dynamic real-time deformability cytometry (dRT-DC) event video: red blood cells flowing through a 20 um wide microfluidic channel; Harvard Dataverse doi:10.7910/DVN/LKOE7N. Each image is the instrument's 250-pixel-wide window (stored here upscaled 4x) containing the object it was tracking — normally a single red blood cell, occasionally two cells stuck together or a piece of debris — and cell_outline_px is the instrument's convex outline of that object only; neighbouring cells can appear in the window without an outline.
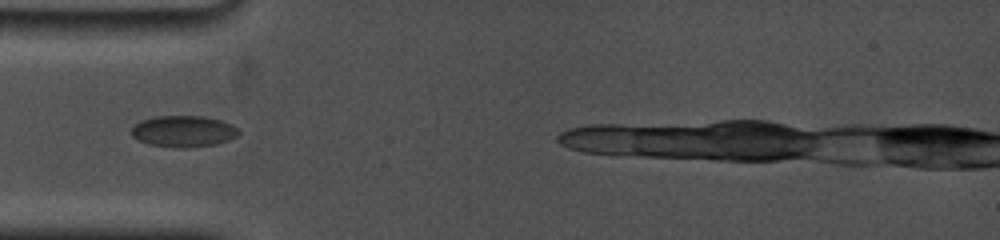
{"species": "common noctule bat (a hibernating species)", "species_latin": "Nyctalus noctula", "temperature_condition": "cold", "stored_images_in_passage": 16, "camera_frame_rate_fps": 5000, "um_per_image_px": 0.085, "animal": {"sex": "female", "body_mass_g": 19.0, "forearm_length_mm": 53.3}, "frame": {"image": 1, "passage_image": 1, "time_ms": 0.0, "image_size_px": [1000, 240], "cell_outline_px": [[240, 132], [236, 136], [228, 140], [216, 144], [184, 148], [176, 148], [148, 144], [132, 136], [132, 128], [140, 120], [156, 116], [204, 116], [220, 120], [236, 128]], "centroid_in_image_um": [15.57, 11.16], "position_along_channel_um": 69.4, "area_um2": 19.42}}
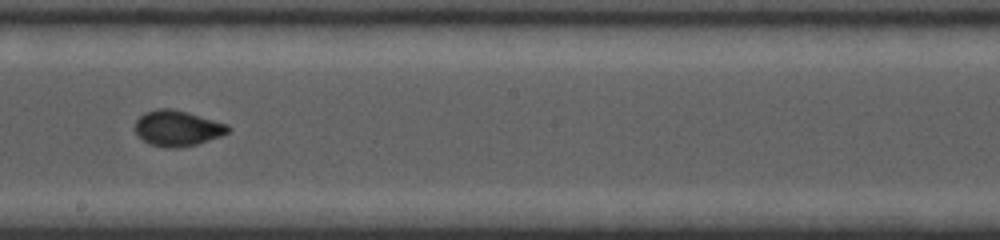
{"frame": {"image": 2, "passage_image": 10, "time_ms": 4.4, "image_size_px": [1000, 240], "cell_outline_px": [[232, 128], [228, 132], [220, 136], [196, 144], [180, 148], [164, 148], [148, 144], [136, 136], [132, 128], [136, 120], [144, 112], [156, 108], [172, 108], [188, 112], [228, 124]], "centroid_in_image_um": [15.01, 10.9], "position_along_channel_um": 233.2, "area_um2": 19.83}}
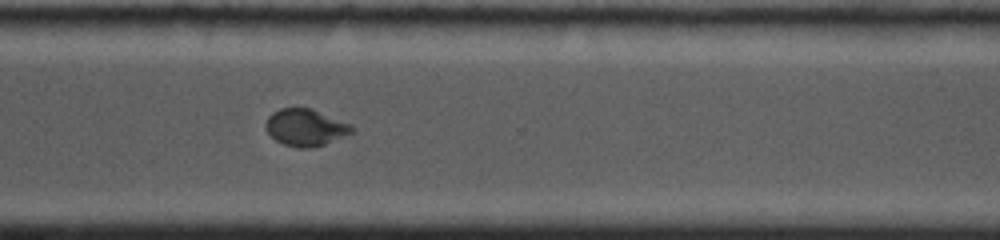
{"frame": {"image": 3, "passage_image": 16, "time_ms": 7.4, "image_size_px": [1000, 240], "cell_outline_px": [[352, 132], [324, 144], [312, 148], [300, 148], [284, 144], [276, 140], [268, 132], [264, 124], [268, 116], [272, 112], [280, 108], [312, 108], [352, 124]], "centroid_in_image_um": [25.95, 10.82], "position_along_channel_um": 344.7, "area_um2": 18.44}}